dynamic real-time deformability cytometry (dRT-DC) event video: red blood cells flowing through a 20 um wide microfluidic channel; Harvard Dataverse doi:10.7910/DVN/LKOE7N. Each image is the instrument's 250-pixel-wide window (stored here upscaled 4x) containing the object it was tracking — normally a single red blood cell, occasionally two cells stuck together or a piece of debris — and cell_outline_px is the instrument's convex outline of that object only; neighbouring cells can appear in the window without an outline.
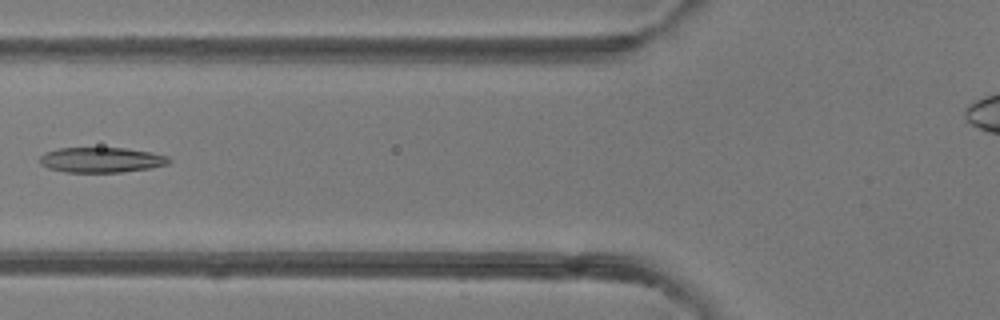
{"species": "common noctule bat (a hibernating species)", "species_latin": "Nyctalus noctula", "temperature_condition": "room temperature", "stored_images_in_passage": 7, "camera_frame_rate_fps": 3000, "um_per_image_px": 0.085, "animal": {"sex": "female"}, "frame": {"image": 1, "passage_image": 6, "time_ms": 5.667, "image_size_px": [1000, 320], "cell_outline_px": [[172, 160], [168, 164], [152, 168], [120, 172], [68, 172], [48, 168], [40, 164], [40, 156], [44, 152], [60, 148], [124, 148], [152, 152], [168, 156]], "centroid_in_image_um": [8.64, 13.59], "position_along_channel_um": 117.2, "area_um2": 19.02}}